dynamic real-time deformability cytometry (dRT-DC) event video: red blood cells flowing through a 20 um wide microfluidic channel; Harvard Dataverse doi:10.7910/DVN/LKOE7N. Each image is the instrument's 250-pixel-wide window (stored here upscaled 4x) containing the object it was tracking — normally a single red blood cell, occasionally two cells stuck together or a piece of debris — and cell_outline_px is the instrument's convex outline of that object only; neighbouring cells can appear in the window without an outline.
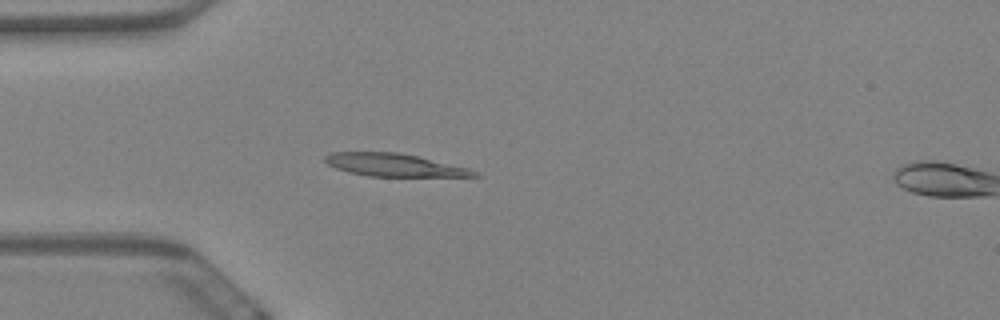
{"species": "Egyptian fruit bat (a non-hibernating species)", "species_latin": "Rousettus aegyptiacus", "temperature_condition": "warm", "stored_images_in_passage": 18, "camera_frame_rate_fps": 3000, "um_per_image_px": 0.085, "animal": {"sex": "female"}, "frame": {"image": 1, "passage_image": 16, "time_ms": 5.0, "image_size_px": [1000, 320], "cell_outline_px": [[480, 176], [368, 176], [348, 172], [336, 168], [328, 164], [324, 160], [324, 156], [332, 152], [400, 152], [472, 168]], "centroid_in_image_um": [33.52, 14.01], "position_along_channel_um": 51.5, "area_um2": 19.83}}